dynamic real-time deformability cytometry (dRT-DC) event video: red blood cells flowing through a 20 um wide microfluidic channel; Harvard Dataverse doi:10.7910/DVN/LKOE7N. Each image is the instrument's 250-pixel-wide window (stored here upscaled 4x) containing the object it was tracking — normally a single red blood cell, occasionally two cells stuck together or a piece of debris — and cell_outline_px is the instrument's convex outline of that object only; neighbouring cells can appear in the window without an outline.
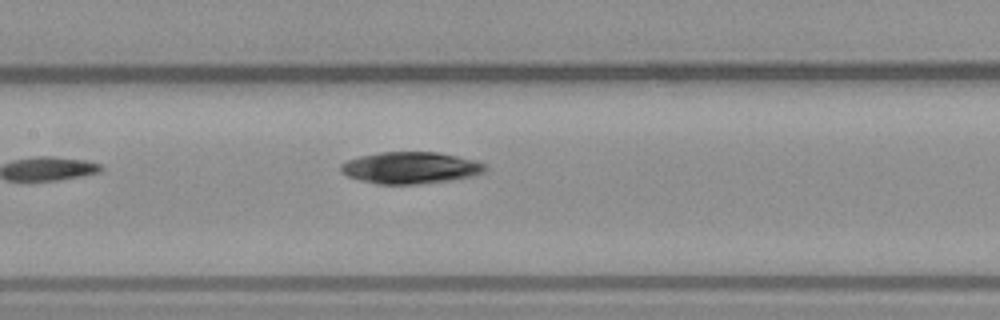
{"species": "common noctule bat (a hibernating species)", "species_latin": "Nyctalus noctula", "temperature_condition": "warm", "stored_images_in_passage": 4, "camera_frame_rate_fps": 3000, "um_per_image_px": 0.085, "animal": {"sex": "male", "body_mass_g": 23.1, "forearm_length_mm": 52.7}, "frame": {"image": 1, "passage_image": 4, "time_ms": 3.667, "image_size_px": [1000, 320], "cell_outline_px": [[488, 168], [484, 172], [472, 176], [452, 180], [420, 184], [376, 184], [360, 180], [348, 176], [340, 172], [340, 164], [348, 160], [360, 156], [380, 152], [436, 152], [476, 160], [488, 164]], "centroid_in_image_um": [34.92, 14.26], "position_along_channel_um": 172.5, "area_um2": 26.88}}